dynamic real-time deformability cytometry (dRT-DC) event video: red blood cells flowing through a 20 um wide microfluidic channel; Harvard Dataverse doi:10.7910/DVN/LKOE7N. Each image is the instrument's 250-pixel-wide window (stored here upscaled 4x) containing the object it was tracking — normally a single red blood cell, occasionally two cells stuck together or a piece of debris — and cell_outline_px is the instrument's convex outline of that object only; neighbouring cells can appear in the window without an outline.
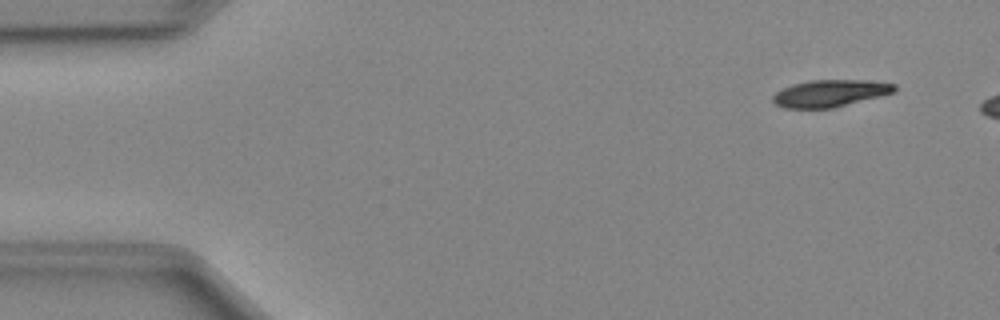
{"species": "Egyptian fruit bat (a non-hibernating species)", "species_latin": "Rousettus aegyptiacus", "temperature_condition": "cold", "stored_images_in_passage": 7, "camera_frame_rate_fps": 3000, "um_per_image_px": 0.085, "animal": {"sex": "female"}, "frame": {"image": 1, "passage_image": 2, "time_ms": 0.333, "image_size_px": [1000, 320], "cell_outline_px": [[896, 92], [832, 108], [784, 108], [776, 104], [772, 100], [772, 96], [776, 92], [792, 84], [808, 80], [864, 80], [896, 84]], "centroid_in_image_um": [70.55, 7.92], "position_along_channel_um": 14.5, "area_um2": 19.07}}